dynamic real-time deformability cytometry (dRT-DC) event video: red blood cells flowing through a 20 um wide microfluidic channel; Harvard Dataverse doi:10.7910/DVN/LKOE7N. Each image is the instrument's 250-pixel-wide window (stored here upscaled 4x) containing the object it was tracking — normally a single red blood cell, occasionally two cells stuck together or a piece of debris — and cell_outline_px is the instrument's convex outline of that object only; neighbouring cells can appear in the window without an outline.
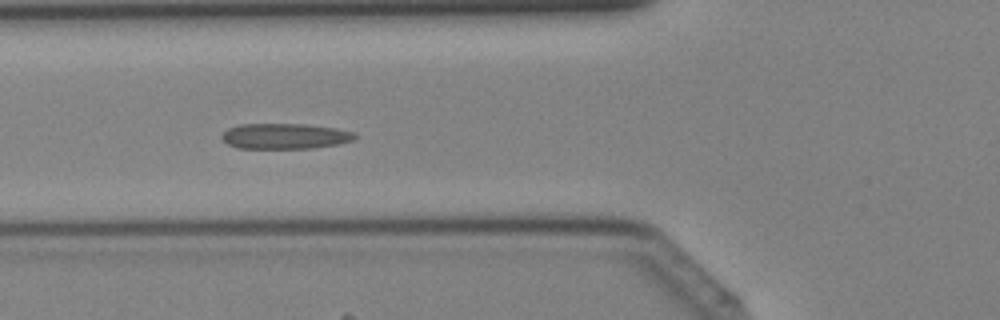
{"species": "Egyptian fruit bat (a non-hibernating species)", "species_latin": "Rousettus aegyptiacus", "temperature_condition": "cold", "stored_images_in_passage": 42, "segment_of_instrument_passage": [1, 2], "camera_frame_rate_fps": 3000, "um_per_image_px": 0.085, "animal": {"sex": "female"}, "frame": {"image": 1, "passage_image": 15, "time_ms": 4.667, "image_size_px": [1000, 320], "cell_outline_px": [[356, 136], [352, 140], [336, 144], [312, 148], [236, 148], [228, 144], [220, 136], [228, 128], [240, 124], [304, 124], [336, 128], [352, 132]], "centroid_in_image_um": [24.17, 11.57], "position_along_channel_um": 101.6, "area_um2": 19.59}}
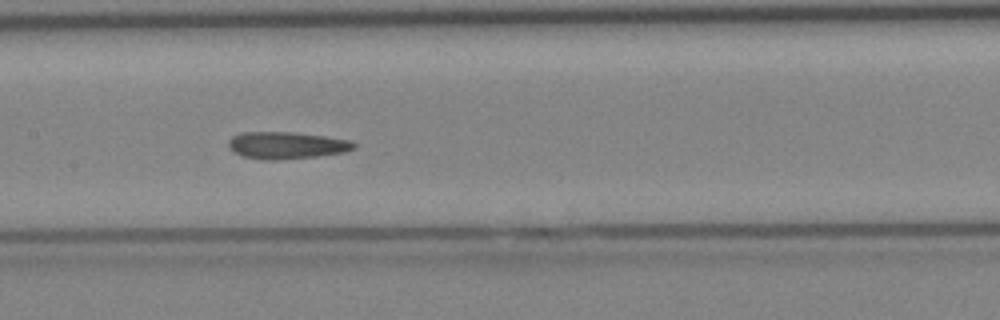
{"frame": {"image": 2, "passage_image": 20, "time_ms": 6.333, "image_size_px": [1000, 320], "cell_outline_px": [[356, 148], [344, 152], [316, 156], [276, 160], [264, 160], [244, 156], [236, 152], [228, 144], [228, 140], [232, 136], [240, 132], [292, 132], [324, 136], [352, 140], [356, 144]], "centroid_in_image_um": [24.38, 12.34], "position_along_channel_um": 183.0, "area_um2": 19.65}}
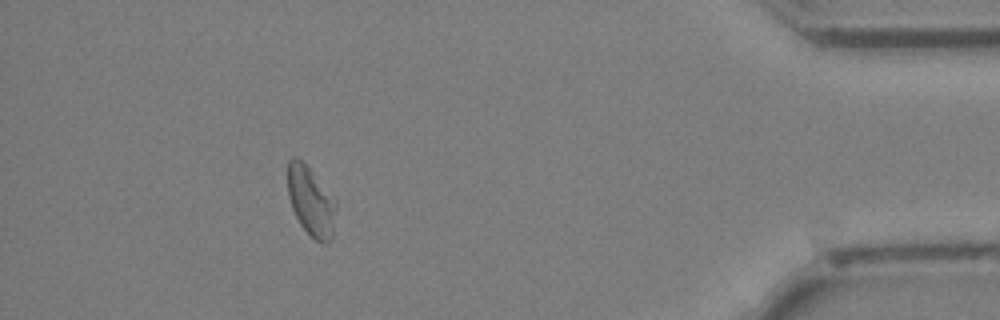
{"frame": {"image": 3, "passage_image": 37, "time_ms": 12.0, "image_size_px": [1000, 320], "cell_outline_px": [[336, 208], [332, 240], [328, 244], [324, 244], [316, 240], [300, 224], [292, 208], [288, 196], [288, 160], [292, 156], [296, 156], [304, 160], [336, 200]], "centroid_in_image_um": [26.43, 17.07], "position_along_channel_um": 408.8, "area_um2": 19.83}}